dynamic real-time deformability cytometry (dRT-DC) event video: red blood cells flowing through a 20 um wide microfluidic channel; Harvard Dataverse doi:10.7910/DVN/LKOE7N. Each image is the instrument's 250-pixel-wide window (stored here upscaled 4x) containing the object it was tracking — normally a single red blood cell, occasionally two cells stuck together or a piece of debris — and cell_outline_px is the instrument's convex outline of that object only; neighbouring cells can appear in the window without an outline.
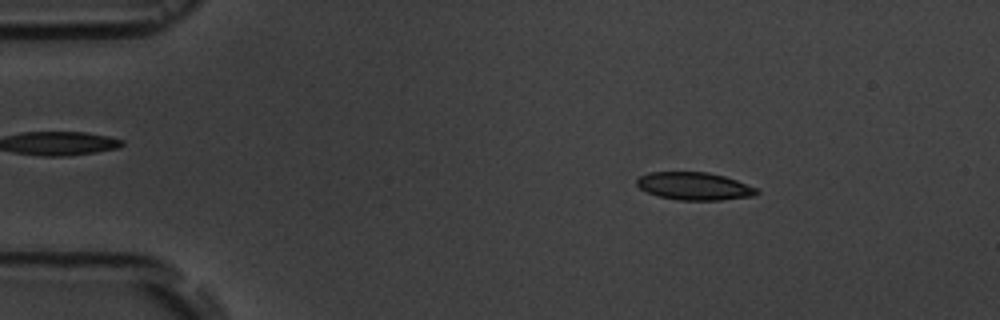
{"species": "common noctule bat (a hibernating species)", "species_latin": "Nyctalus noctula", "temperature_condition": "room temperature", "stored_images_in_passage": 6, "camera_frame_rate_fps": 3000, "um_per_image_px": 0.085, "animal": {"sex": "male", "body_mass_g": 19.5, "forearm_length_mm": 54.6}, "frame": {"image": 1, "passage_image": 2, "time_ms": 1.333, "image_size_px": [1000, 320], "cell_outline_px": [[760, 192], [756, 196], [720, 200], [680, 200], [660, 196], [648, 192], [640, 188], [636, 184], [636, 180], [640, 176], [648, 172], [708, 172], [724, 176], [736, 180], [756, 188]], "centroid_in_image_um": [59.03, 15.82], "position_along_channel_um": 26.0, "area_um2": 19.31}}
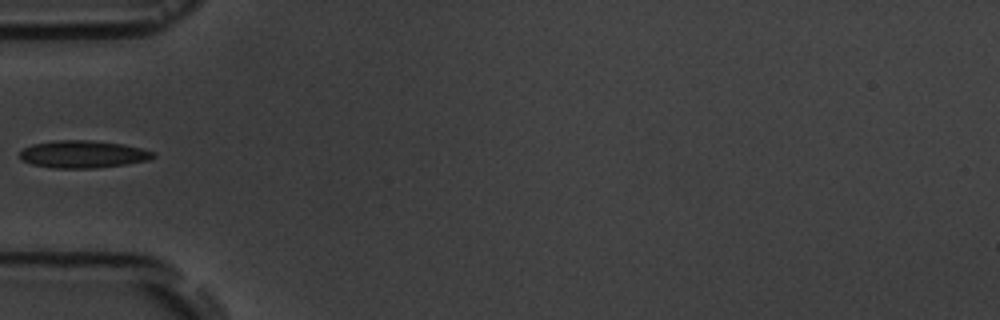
{"frame": {"image": 2, "passage_image": 5, "time_ms": 4.667, "image_size_px": [1000, 320], "cell_outline_px": [[156, 156], [148, 160], [124, 164], [96, 168], [52, 168], [32, 164], [24, 160], [20, 156], [20, 152], [24, 148], [32, 144], [52, 140], [92, 140], [124, 144], [156, 152]], "centroid_in_image_um": [7.07, 13.1], "position_along_channel_um": 77.9, "area_um2": 21.33}}
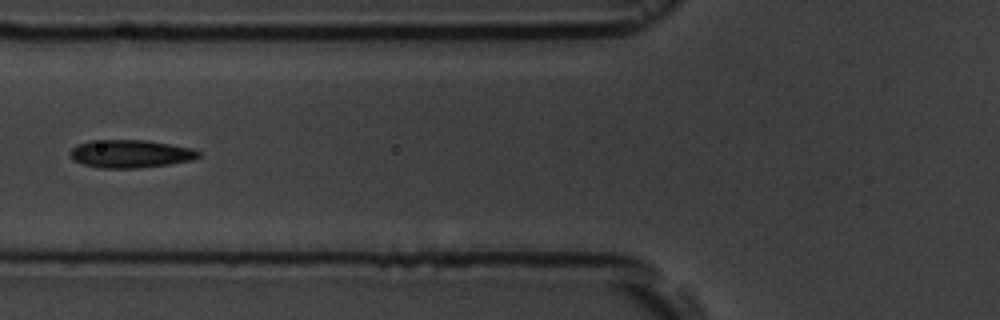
{"frame": {"image": 3, "passage_image": 6, "time_ms": 5.667, "image_size_px": [1000, 320], "cell_outline_px": [[200, 156], [192, 160], [168, 164], [140, 168], [100, 168], [84, 164], [72, 160], [68, 152], [76, 144], [92, 140], [148, 140], [192, 148], [200, 152]], "centroid_in_image_um": [11.05, 13.07], "position_along_channel_um": 114.7, "area_um2": 21.04}}